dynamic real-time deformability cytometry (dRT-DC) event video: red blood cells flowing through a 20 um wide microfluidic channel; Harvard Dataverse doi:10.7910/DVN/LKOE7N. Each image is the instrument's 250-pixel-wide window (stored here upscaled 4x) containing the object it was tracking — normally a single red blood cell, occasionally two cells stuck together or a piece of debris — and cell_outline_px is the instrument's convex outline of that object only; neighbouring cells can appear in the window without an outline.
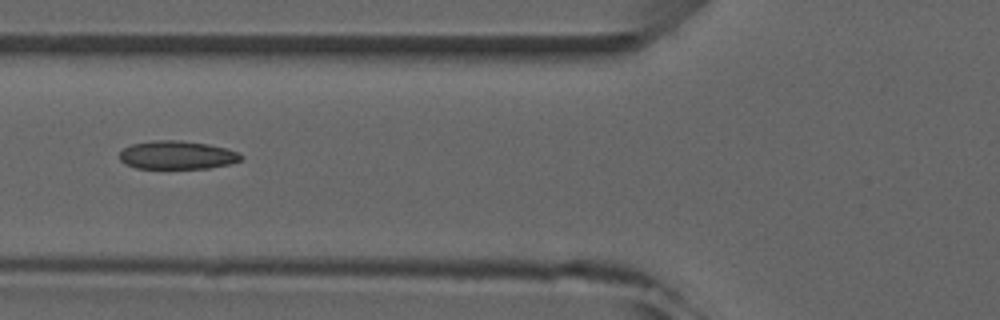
{"species": "common noctule bat (a hibernating species)", "species_latin": "Nyctalus noctula", "temperature_condition": "room temperature", "stored_images_in_passage": 7, "camera_frame_rate_fps": 3000, "um_per_image_px": 0.085, "animal": {"sex": "male", "forearm_length_mm": 52.5}, "frame": {"image": 1, "passage_image": 6, "time_ms": 5.667, "image_size_px": [1000, 320], "cell_outline_px": [[244, 156], [240, 160], [228, 164], [208, 168], [136, 168], [124, 164], [120, 160], [120, 152], [124, 148], [132, 144], [152, 140], [180, 140], [208, 144], [240, 152]], "centroid_in_image_um": [15.04, 13.17], "position_along_channel_um": 110.8, "area_um2": 20.06}}
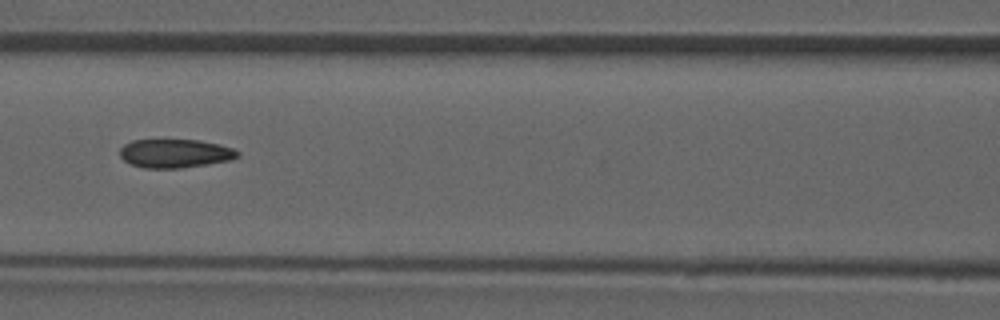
{"frame": {"image": 2, "passage_image": 7, "time_ms": 6.667, "image_size_px": [1000, 320], "cell_outline_px": [[240, 156], [228, 160], [208, 164], [180, 168], [144, 168], [132, 164], [124, 160], [120, 156], [120, 148], [124, 144], [132, 140], [200, 140], [220, 144], [232, 148], [240, 152]], "centroid_in_image_um": [14.88, 13.03], "position_along_channel_um": 151.7, "area_um2": 19.65}}